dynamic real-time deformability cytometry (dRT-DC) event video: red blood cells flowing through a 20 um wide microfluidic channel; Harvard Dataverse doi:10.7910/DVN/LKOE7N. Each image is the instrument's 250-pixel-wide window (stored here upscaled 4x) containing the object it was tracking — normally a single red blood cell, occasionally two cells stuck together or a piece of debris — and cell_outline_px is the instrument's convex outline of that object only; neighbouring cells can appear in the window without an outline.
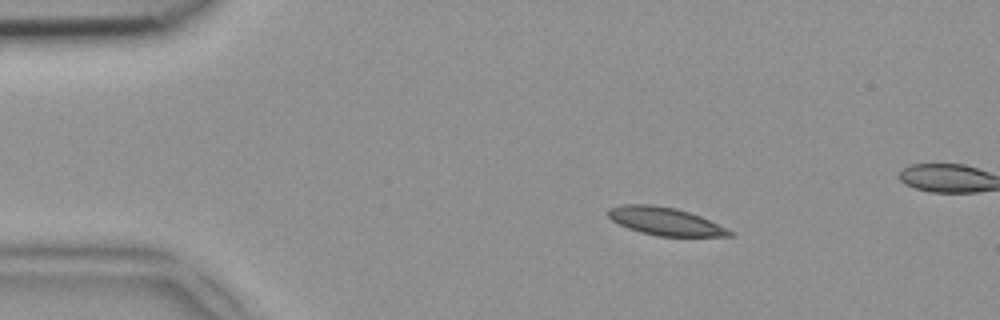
{"species": "common noctule bat (a hibernating species)", "species_latin": "Nyctalus noctula", "temperature_condition": "room temperature", "stored_images_in_passage": 43, "camera_frame_rate_fps": 3000, "um_per_image_px": 0.085, "animal": {"sex": "female", "body_mass_g": 18.4}, "frame": {"image": 1, "passage_image": 1, "time_ms": 0.0, "image_size_px": [1000, 320], "cell_outline_px": [[736, 236], [660, 236], [640, 232], [628, 228], [612, 220], [608, 216], [608, 208], [620, 204], [652, 204], [676, 208], [700, 216], [736, 232]], "centroid_in_image_um": [56.55, 18.8], "position_along_channel_um": 28.4, "area_um2": 19.77}}
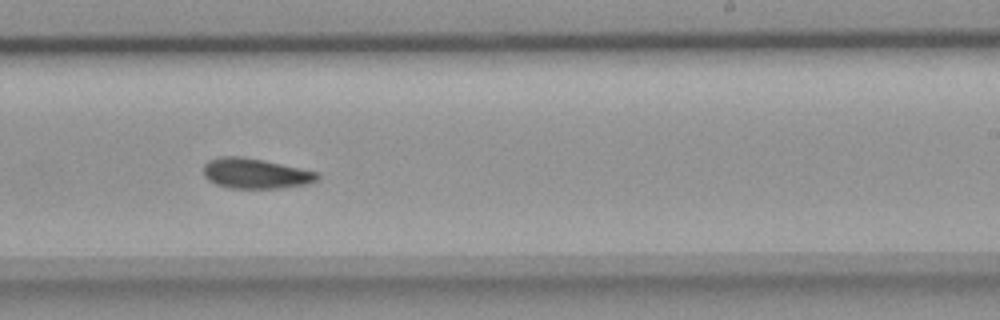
{"frame": {"image": 2, "passage_image": 23, "time_ms": 7.333, "image_size_px": [1000, 320], "cell_outline_px": [[320, 180], [308, 184], [280, 188], [228, 188], [216, 184], [208, 180], [204, 176], [204, 164], [208, 160], [220, 156], [240, 156], [320, 172]], "centroid_in_image_um": [21.73, 14.75], "position_along_channel_um": 267.3, "area_um2": 20.11}}
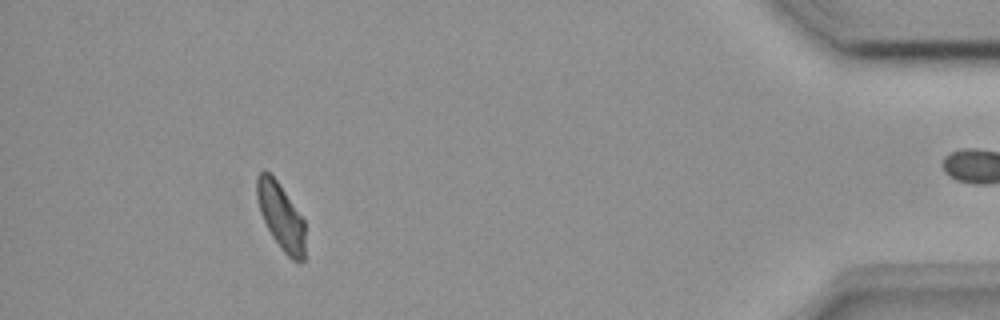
{"frame": {"image": 3, "passage_image": 38, "time_ms": 12.333, "image_size_px": [1000, 320], "cell_outline_px": [[304, 260], [300, 264], [292, 260], [284, 252], [272, 236], [260, 212], [256, 196], [256, 176], [264, 168], [276, 180], [304, 220]], "centroid_in_image_um": [23.86, 18.4], "position_along_channel_um": 411.3, "area_um2": 18.5}}